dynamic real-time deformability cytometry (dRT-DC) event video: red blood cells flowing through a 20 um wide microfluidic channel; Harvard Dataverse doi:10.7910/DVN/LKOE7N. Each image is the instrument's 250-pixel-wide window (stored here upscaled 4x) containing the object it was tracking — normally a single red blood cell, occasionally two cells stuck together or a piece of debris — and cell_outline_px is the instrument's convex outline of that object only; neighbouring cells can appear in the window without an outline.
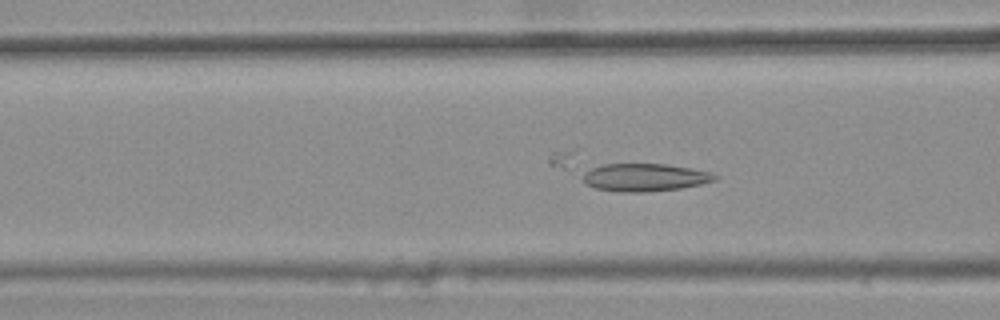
{"species": "common noctule bat (a hibernating species)", "species_latin": "Nyctalus noctula", "temperature_condition": "warm", "stored_images_in_passage": 30, "camera_frame_rate_fps": 3000, "um_per_image_px": 0.085, "animal": {"sex": "female", "body_mass_g": 25.1}, "frame": {"image": 1, "passage_image": 6, "time_ms": 1.667, "image_size_px": [1000, 320], "cell_outline_px": [[716, 180], [700, 184], [680, 188], [644, 192], [620, 192], [596, 188], [588, 184], [584, 180], [584, 172], [592, 168], [604, 164], [664, 164], [692, 168], [712, 172], [716, 176]], "centroid_in_image_um": [54.83, 15.07], "position_along_channel_um": 111.8, "area_um2": 21.1}}
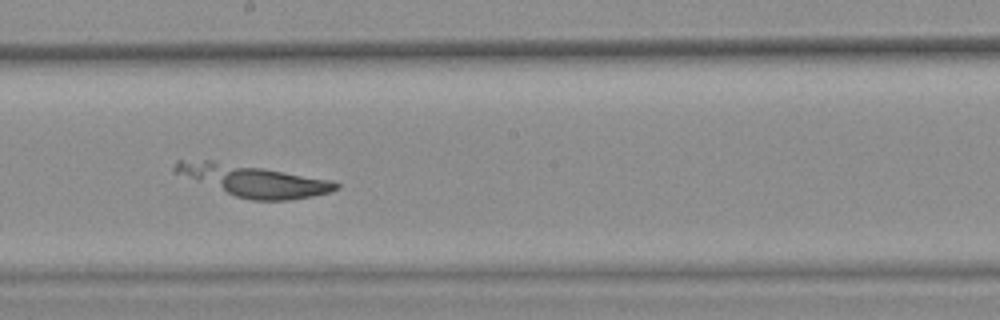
{"frame": {"image": 2, "passage_image": 15, "time_ms": 4.667, "image_size_px": [1000, 320], "cell_outline_px": [[340, 188], [332, 192], [312, 196], [288, 200], [252, 200], [236, 196], [176, 172], [172, 168], [176, 160], [212, 160], [264, 168], [332, 180], [340, 184]], "centroid_in_image_um": [21.62, 15.34], "position_along_channel_um": 226.6, "area_um2": 28.96}}
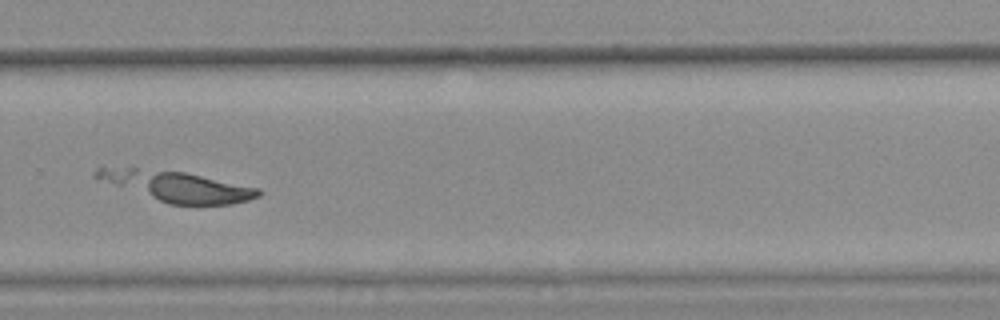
{"frame": {"image": 3, "passage_image": 22, "time_ms": 7.0, "image_size_px": [1000, 320], "cell_outline_px": [[264, 192], [260, 196], [248, 200], [232, 204], [168, 204], [96, 180], [92, 176], [92, 172], [100, 164], [184, 172], [260, 188]], "centroid_in_image_um": [14.88, 15.79], "position_along_channel_um": 314.9, "area_um2": 29.48}}